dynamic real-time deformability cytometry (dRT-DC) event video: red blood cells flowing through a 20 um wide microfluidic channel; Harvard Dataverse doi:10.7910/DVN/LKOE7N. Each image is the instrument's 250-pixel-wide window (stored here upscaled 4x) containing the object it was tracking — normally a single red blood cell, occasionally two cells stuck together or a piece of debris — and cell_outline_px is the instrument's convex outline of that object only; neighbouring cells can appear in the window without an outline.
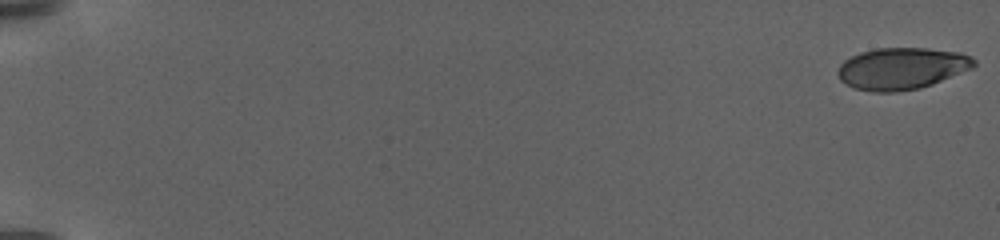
{"species": "human", "species_latin": "Homo sapiens", "temperature_condition": "warm", "stored_images_in_passage": 70, "camera_frame_rate_fps": 3000, "um_per_image_px": 0.085, "donor": {"sex": "female"}, "frame": {"image": 1, "passage_image": 1, "time_ms": 0.0, "image_size_px": [1000, 240], "cell_outline_px": [[976, 64], [972, 68], [932, 84], [920, 88], [892, 92], [872, 92], [856, 88], [840, 80], [840, 64], [844, 60], [860, 52], [876, 48], [924, 48], [960, 52], [976, 60]], "centroid_in_image_um": [76.66, 5.81], "position_along_channel_um": 8.3, "area_um2": 32.77}}
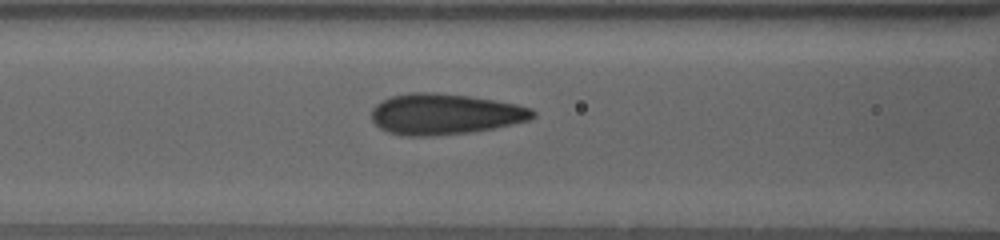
{"frame": {"image": 2, "passage_image": 35, "time_ms": 11.0, "image_size_px": [1000, 240], "cell_outline_px": [[536, 116], [532, 120], [472, 132], [432, 136], [404, 136], [388, 132], [380, 128], [372, 120], [372, 108], [376, 104], [392, 96], [412, 92], [436, 92], [468, 96], [496, 100], [516, 104], [532, 108], [536, 112]], "centroid_in_image_um": [37.84, 9.7], "position_along_channel_um": 128.8, "area_um2": 38.55}}
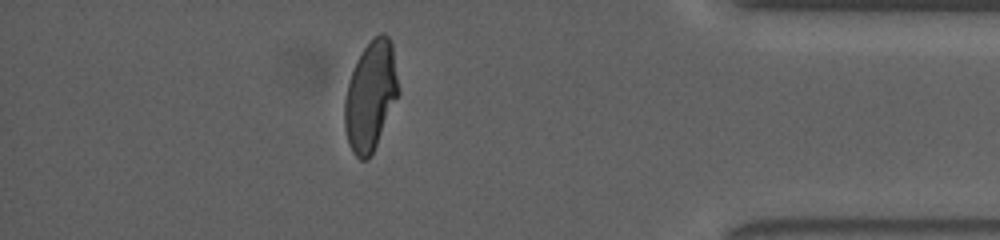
{"frame": {"image": 3, "passage_image": 63, "time_ms": 21.333, "image_size_px": [1000, 240], "cell_outline_px": [[400, 92], [376, 144], [368, 160], [360, 160], [352, 152], [348, 144], [344, 128], [344, 100], [348, 84], [356, 60], [364, 48], [380, 32], [388, 36], [392, 44]], "centroid_in_image_um": [31.49, 8.16], "position_along_channel_um": 403.7, "area_um2": 34.1}, "authors_computed_cell_mechanics": {"area_um2": 34.7089, "velocity_mm_per_s": 2.9449, "shape_relaxation_time_tau1_ms": 6.0628, "shape_relaxation_time_tau2_ms": null, "deformation_change_tau1": 0.2052, "deformation_change_tau2": null}}